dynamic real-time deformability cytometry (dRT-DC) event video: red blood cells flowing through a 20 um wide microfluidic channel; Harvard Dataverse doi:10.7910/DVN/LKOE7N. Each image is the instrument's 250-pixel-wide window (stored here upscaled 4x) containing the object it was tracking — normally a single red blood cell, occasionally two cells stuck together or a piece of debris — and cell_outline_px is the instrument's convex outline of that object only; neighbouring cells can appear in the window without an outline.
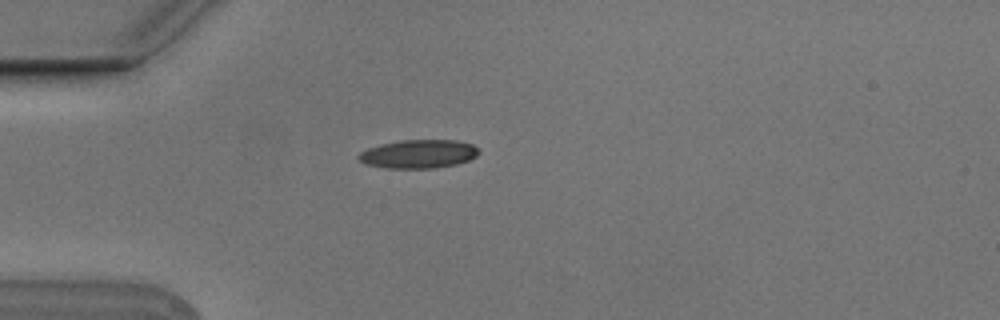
{"species": "Egyptian fruit bat (a non-hibernating species)", "species_latin": "Rousettus aegyptiacus", "temperature_condition": "cold", "stored_images_in_passage": 1, "camera_frame_rate_fps": 3000, "um_per_image_px": 0.085, "animal": {"sex": "male"}, "frame": {"image": 1, "passage_image": 1, "time_ms": 0.0, "image_size_px": [1000, 320], "cell_outline_px": [[480, 152], [476, 156], [468, 160], [456, 164], [436, 168], [384, 168], [364, 164], [356, 156], [360, 152], [368, 148], [380, 144], [400, 140], [456, 140], [472, 144], [480, 148]], "centroid_in_image_um": [35.57, 13.08], "position_along_channel_um": 49.4, "area_um2": 20.17}}